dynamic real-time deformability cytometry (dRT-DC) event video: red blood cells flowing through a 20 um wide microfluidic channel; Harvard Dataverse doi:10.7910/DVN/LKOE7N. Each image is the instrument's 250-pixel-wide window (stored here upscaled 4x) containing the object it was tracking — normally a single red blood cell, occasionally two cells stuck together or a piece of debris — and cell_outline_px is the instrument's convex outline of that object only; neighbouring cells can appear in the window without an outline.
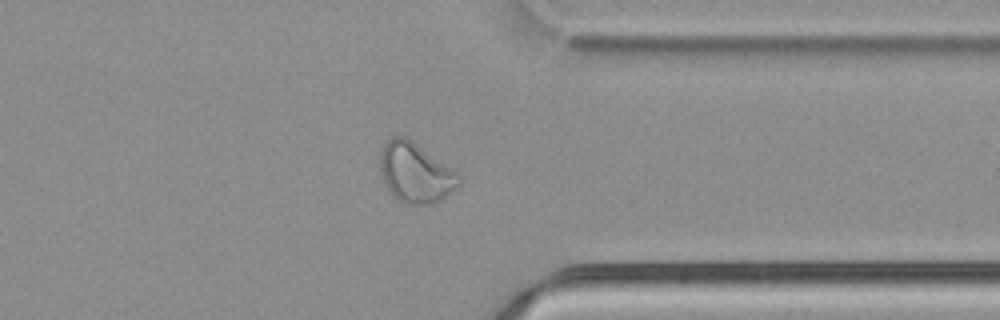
{"species": "common noctule bat (a hibernating species)", "species_latin": "Nyctalus noctula", "temperature_condition": "cold", "stored_images_in_passage": 52, "camera_frame_rate_fps": 3000, "um_per_image_px": 0.085, "animal": {"sex": "male", "body_mass_g": 21.5, "forearm_length_mm": 52.0}, "frame": {"image": 1, "passage_image": 41, "time_ms": 13.333, "image_size_px": [1000, 320], "cell_outline_px": [[460, 184], [452, 192], [440, 200], [432, 204], [404, 204], [396, 200], [392, 196], [380, 172], [380, 156], [384, 144], [392, 136], [404, 136], [456, 172], [460, 176]], "centroid_in_image_um": [35.29, 14.72], "position_along_channel_um": 376.1, "area_um2": 27.05}}
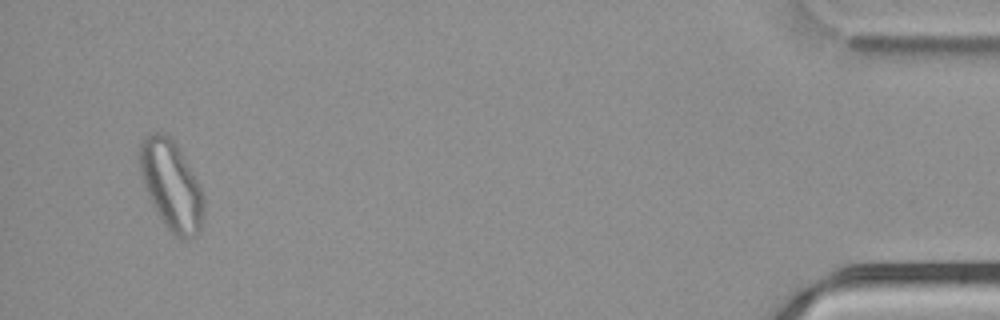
{"frame": {"image": 2, "passage_image": 50, "time_ms": 16.333, "image_size_px": [1000, 320], "cell_outline_px": [[204, 208], [200, 232], [196, 236], [188, 240], [184, 240], [176, 236], [164, 224], [156, 212], [152, 204], [144, 184], [140, 168], [140, 144], [152, 132], [164, 132], [176, 144], [200, 184], [204, 196]], "centroid_in_image_um": [14.6, 15.79], "position_along_channel_um": 420.6, "area_um2": 33.12}}